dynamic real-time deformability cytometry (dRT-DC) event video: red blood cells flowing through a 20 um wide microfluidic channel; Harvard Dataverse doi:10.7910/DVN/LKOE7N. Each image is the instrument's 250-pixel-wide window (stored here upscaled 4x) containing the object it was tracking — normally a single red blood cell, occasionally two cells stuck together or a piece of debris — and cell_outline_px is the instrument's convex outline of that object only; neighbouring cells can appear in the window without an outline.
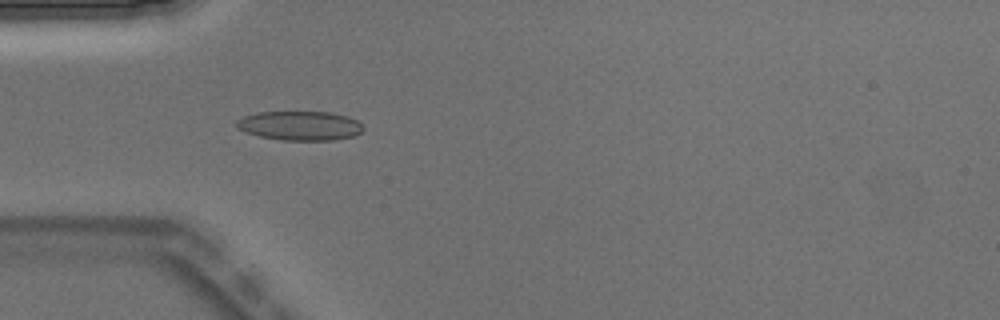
{"species": "Egyptian fruit bat (a non-hibernating species)", "species_latin": "Rousettus aegyptiacus", "temperature_condition": "warm", "stored_images_in_passage": 6, "camera_frame_rate_fps": 3000, "um_per_image_px": 0.085, "animal": {"sex": "male"}, "frame": {"image": 1, "passage_image": 4, "time_ms": 1.0, "image_size_px": [1000, 320], "cell_outline_px": [[364, 128], [356, 136], [332, 140], [280, 140], [260, 136], [244, 132], [236, 128], [236, 120], [244, 116], [256, 112], [328, 112], [348, 116], [356, 120]], "centroid_in_image_um": [25.47, 10.68], "position_along_channel_um": 59.5, "area_um2": 21.68}}
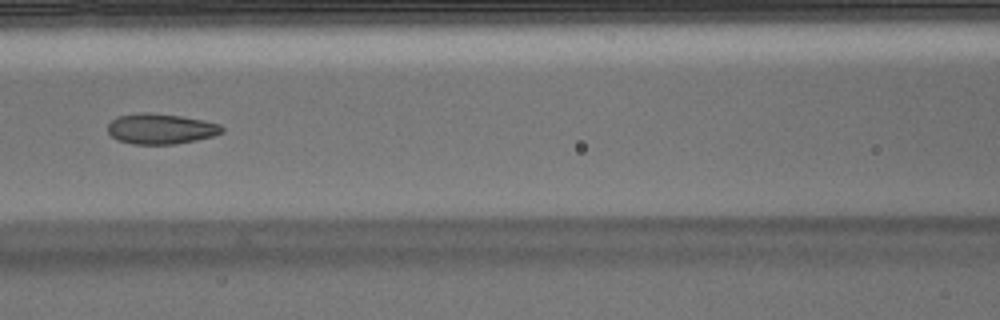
{"frame": {"image": 2, "passage_image": 6, "time_ms": 1.667, "image_size_px": [1000, 320], "cell_outline_px": [[224, 132], [212, 136], [196, 140], [176, 144], [132, 144], [116, 140], [108, 132], [108, 124], [116, 116], [140, 112], [148, 112], [180, 116], [204, 120], [220, 124], [224, 128]], "centroid_in_image_um": [13.65, 10.94], "position_along_channel_um": 152.9, "area_um2": 20.4}}